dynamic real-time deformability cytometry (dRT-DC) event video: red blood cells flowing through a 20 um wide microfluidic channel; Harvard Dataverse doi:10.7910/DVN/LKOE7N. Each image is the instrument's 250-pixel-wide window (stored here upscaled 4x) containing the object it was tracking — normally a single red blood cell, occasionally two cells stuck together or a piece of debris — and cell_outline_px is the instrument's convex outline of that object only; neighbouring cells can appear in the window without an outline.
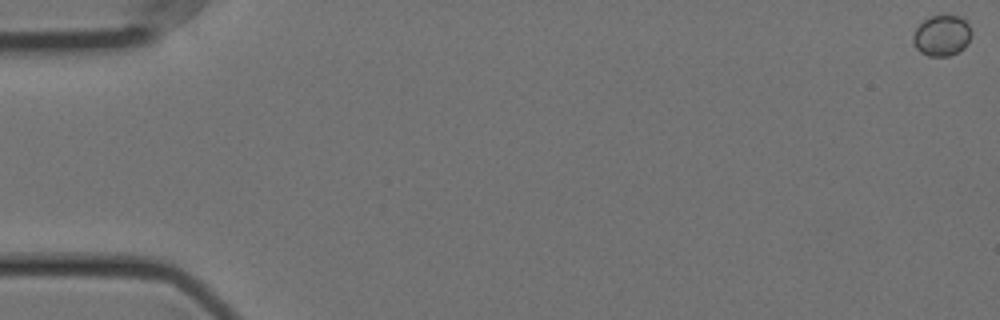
{"species": "Egyptian fruit bat (a non-hibernating species)", "species_latin": "Rousettus aegyptiacus", "temperature_condition": "cold", "stored_images_in_passage": 17, "camera_frame_rate_fps": 3000, "um_per_image_px": 0.085, "animal": {"sex": "female"}, "frame": {"image": 1, "passage_image": 1, "time_ms": 0.0, "image_size_px": [1000, 320], "cell_outline_px": [[972, 36], [968, 44], [964, 48], [948, 56], [928, 56], [920, 52], [916, 48], [912, 40], [912, 36], [916, 28], [924, 20], [932, 16], [960, 16], [968, 24], [972, 32]], "centroid_in_image_um": [80.06, 3.04], "position_along_channel_um": 4.9, "area_um2": 13.87}}
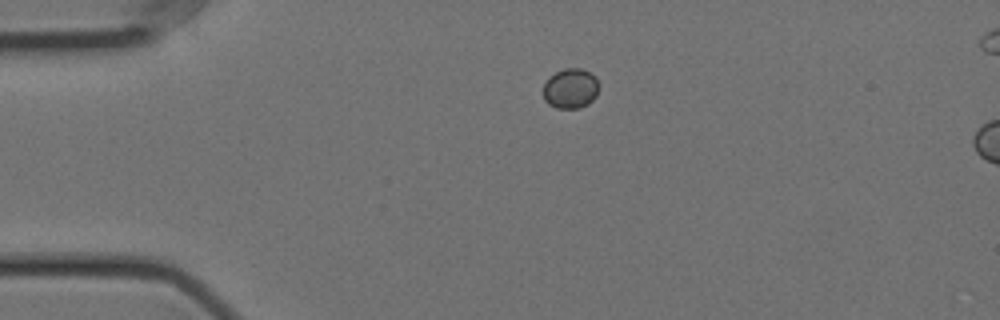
{"frame": {"image": 2, "passage_image": 14, "time_ms": 4.333, "image_size_px": [1000, 320], "cell_outline_px": [[600, 88], [596, 96], [588, 104], [580, 108], [556, 108], [548, 104], [544, 100], [544, 84], [548, 76], [564, 68], [580, 68], [596, 76], [600, 84]], "centroid_in_image_um": [48.52, 7.52], "position_along_channel_um": 36.5, "area_um2": 13.24}}